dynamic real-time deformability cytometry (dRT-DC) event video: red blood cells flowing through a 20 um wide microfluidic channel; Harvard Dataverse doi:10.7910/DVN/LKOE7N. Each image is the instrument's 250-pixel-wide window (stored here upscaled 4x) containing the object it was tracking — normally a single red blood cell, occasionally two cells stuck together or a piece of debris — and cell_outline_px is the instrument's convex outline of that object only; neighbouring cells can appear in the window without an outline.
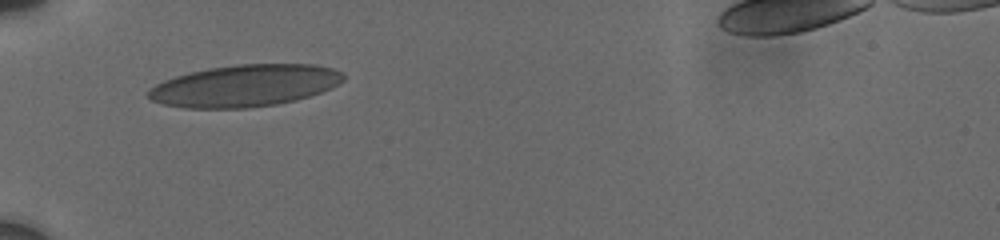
{"species": "human", "species_latin": "Homo sapiens", "temperature_condition": "cold", "stored_images_in_passage": 23, "camera_frame_rate_fps": 3000, "um_per_image_px": 0.085, "donor": {"sex": "male"}, "frame": {"image": 1, "passage_image": 1, "time_ms": 0.0, "image_size_px": [1000, 240], "cell_outline_px": [[344, 80], [320, 92], [296, 100], [276, 104], [244, 108], [188, 108], [164, 104], [152, 100], [148, 96], [148, 88], [164, 80], [188, 72], [208, 68], [236, 64], [312, 64], [332, 68], [344, 72]], "centroid_in_image_um": [20.79, 7.27], "position_along_channel_um": 64.2, "area_um2": 47.45}}
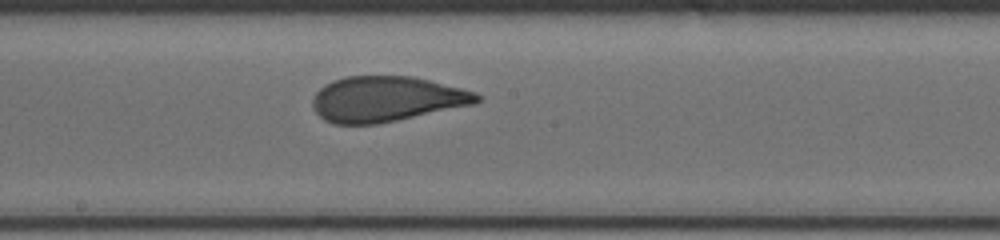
{"frame": {"image": 2, "passage_image": 10, "time_ms": 4.333, "image_size_px": [1000, 240], "cell_outline_px": [[480, 100], [476, 104], [376, 124], [332, 124], [324, 120], [312, 108], [312, 100], [316, 92], [324, 84], [332, 80], [344, 76], [412, 76], [476, 92], [480, 96]], "centroid_in_image_um": [32.8, 8.41], "position_along_channel_um": 215.4, "area_um2": 43.41}}
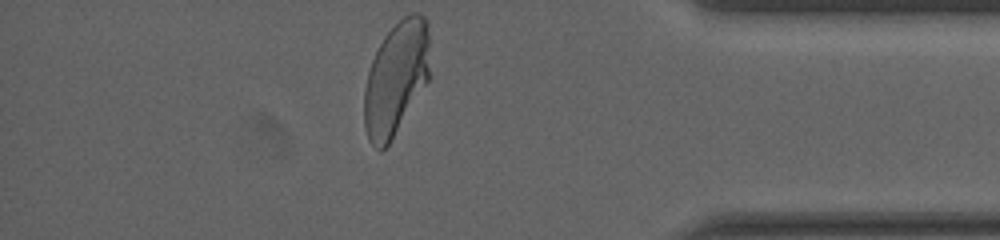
{"frame": {"image": 3, "passage_image": 23, "time_ms": 10.0, "image_size_px": [1000, 240], "cell_outline_px": [[428, 80], [388, 144], [380, 152], [368, 140], [364, 124], [364, 88], [368, 72], [372, 60], [384, 36], [404, 16], [412, 12], [420, 12], [428, 20]], "centroid_in_image_um": [33.64, 6.64], "position_along_channel_um": 401.6, "area_um2": 42.83}, "authors_computed_cell_mechanics": {"area_um2": 43.5812, "velocity_mm_per_s": 3.6737, "shape_relaxation_time_tau1_ms": 5.5029, "shape_relaxation_time_tau2_ms": null, "deformation_change_tau1": 0.1736, "deformation_change_tau2": null}}